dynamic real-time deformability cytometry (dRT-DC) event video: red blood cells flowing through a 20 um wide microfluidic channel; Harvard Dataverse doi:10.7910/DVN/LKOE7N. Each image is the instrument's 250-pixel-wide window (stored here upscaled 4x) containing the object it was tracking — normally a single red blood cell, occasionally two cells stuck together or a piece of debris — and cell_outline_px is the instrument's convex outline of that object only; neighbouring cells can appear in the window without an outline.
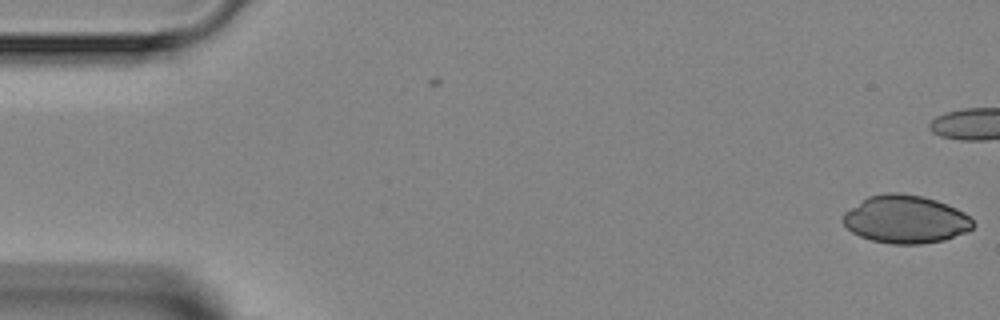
{"species": "Egyptian fruit bat (a non-hibernating species)", "species_latin": "Rousettus aegyptiacus", "temperature_condition": "room temperature", "stored_images_in_passage": 2, "camera_frame_rate_fps": 3000, "um_per_image_px": 0.085, "animal": {"sex": "female"}, "frame": {"image": 1, "passage_image": 2, "time_ms": 1.0, "image_size_px": [1000, 320], "cell_outline_px": [[976, 224], [968, 232], [944, 240], [920, 244], [892, 244], [872, 240], [860, 236], [852, 232], [844, 224], [844, 212], [868, 196], [888, 192], [900, 192], [924, 196], [948, 204], [964, 212]], "centroid_in_image_um": [77.01, 18.63], "position_along_channel_um": 8.0, "area_um2": 36.41}}